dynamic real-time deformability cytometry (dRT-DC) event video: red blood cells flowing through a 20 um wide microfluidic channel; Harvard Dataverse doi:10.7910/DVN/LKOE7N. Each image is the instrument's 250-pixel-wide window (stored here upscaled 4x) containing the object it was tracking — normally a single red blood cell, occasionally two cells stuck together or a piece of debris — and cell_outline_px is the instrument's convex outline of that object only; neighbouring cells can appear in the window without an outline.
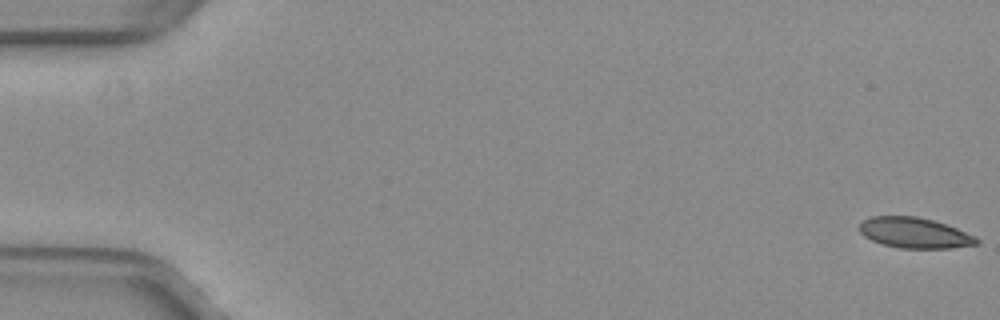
{"species": "common noctule bat (a hibernating species)", "species_latin": "Nyctalus noctula", "temperature_condition": "warm", "stored_images_in_passage": 53, "camera_frame_rate_fps": 3000, "um_per_image_px": 0.085, "animal": {"sex": "female", "body_mass_g": 29.2, "forearm_length_mm": 56.3}, "frame": {"image": 1, "passage_image": 1, "time_ms": 0.0, "image_size_px": [1000, 320], "cell_outline_px": [[980, 244], [952, 248], [900, 248], [884, 244], [872, 240], [864, 236], [860, 232], [860, 224], [868, 216], [916, 216], [932, 220], [956, 228], [976, 236], [980, 240]], "centroid_in_image_um": [77.76, 19.79], "position_along_channel_um": 7.2, "area_um2": 20.81}}
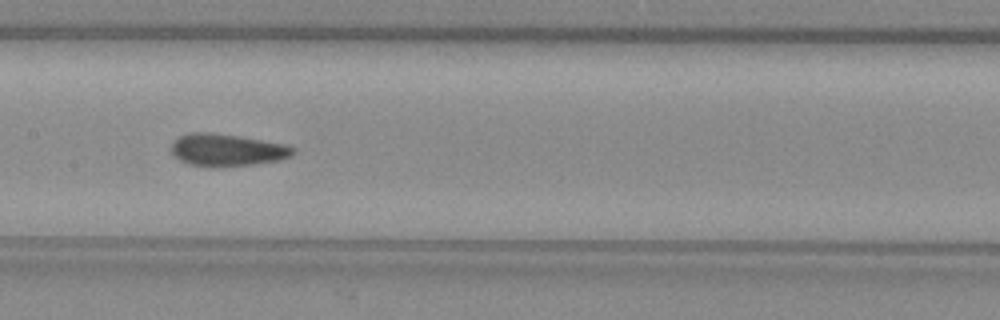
{"frame": {"image": 2, "passage_image": 27, "time_ms": 8.667, "image_size_px": [1000, 320], "cell_outline_px": [[296, 152], [292, 156], [280, 160], [252, 164], [216, 168], [188, 164], [180, 160], [172, 152], [172, 140], [176, 136], [188, 132], [212, 132], [240, 136], [284, 144], [296, 148]], "centroid_in_image_um": [19.28, 12.74], "position_along_channel_um": 188.1, "area_um2": 23.29}}
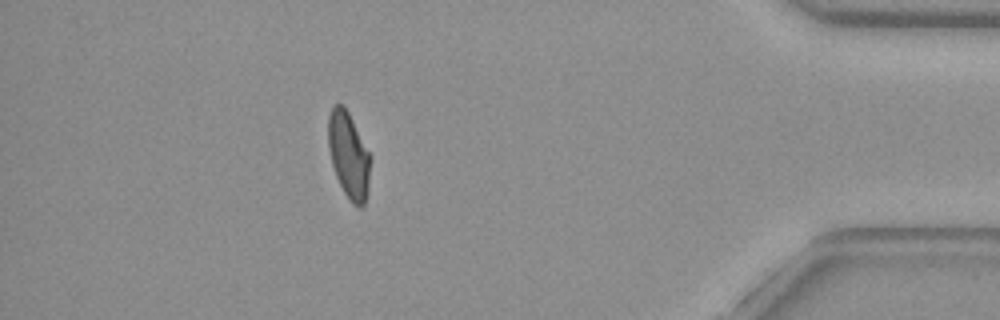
{"frame": {"image": 3, "passage_image": 47, "time_ms": 15.333, "image_size_px": [1000, 320], "cell_outline_px": [[372, 156], [368, 192], [364, 204], [360, 208], [356, 208], [352, 204], [344, 192], [336, 176], [332, 164], [328, 148], [328, 116], [332, 108], [336, 104], [344, 104]], "centroid_in_image_um": [29.66, 13.21], "position_along_channel_um": 405.5, "area_um2": 21.56}, "authors_computed_cell_mechanics": {"area_um2": 22.3686, "velocity_mm_per_s": 3.9914, "shape_relaxation_time_tau1_ms": null, "shape_relaxation_time_tau2_ms": 1.4834, "deformation_change_tau1": null, "deformation_change_tau2": 0.073}}